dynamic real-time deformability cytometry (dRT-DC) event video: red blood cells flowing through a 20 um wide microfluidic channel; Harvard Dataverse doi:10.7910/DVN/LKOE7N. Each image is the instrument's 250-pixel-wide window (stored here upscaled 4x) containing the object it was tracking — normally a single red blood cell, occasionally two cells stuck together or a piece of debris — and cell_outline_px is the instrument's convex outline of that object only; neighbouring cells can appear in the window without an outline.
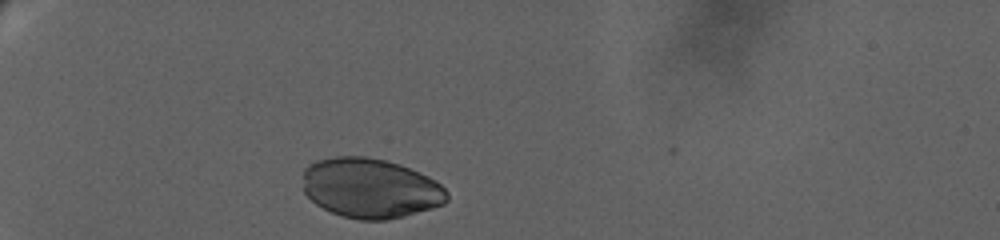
{"species": "human", "species_latin": "Homo sapiens", "temperature_condition": "warm", "stored_images_in_passage": 5, "camera_frame_rate_fps": 3000, "um_per_image_px": 0.085, "donor": {"sex": "female"}, "frame": {"image": 1, "passage_image": 1, "time_ms": 0.0, "image_size_px": [1000, 240], "cell_outline_px": [[448, 200], [444, 204], [432, 208], [404, 216], [388, 220], [360, 220], [344, 216], [332, 212], [316, 204], [304, 192], [304, 168], [308, 164], [316, 160], [336, 156], [364, 156], [384, 160], [400, 164], [428, 176], [440, 184], [448, 192]], "centroid_in_image_um": [31.49, 15.99], "position_along_channel_um": 53.5, "area_um2": 50.29}}
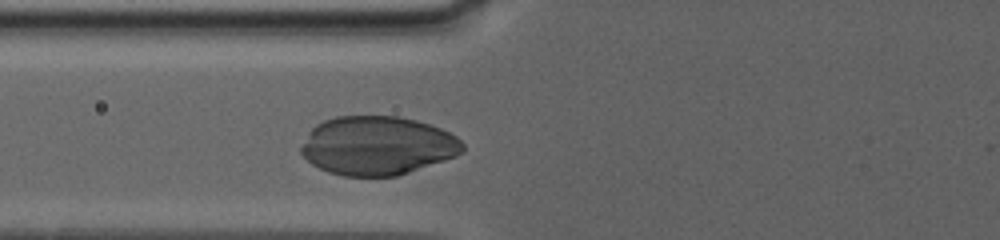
{"frame": {"image": 2, "passage_image": 5, "time_ms": 2.667, "image_size_px": [1000, 240], "cell_outline_px": [[464, 152], [456, 156], [396, 176], [344, 176], [328, 172], [312, 164], [300, 152], [300, 148], [308, 132], [316, 124], [324, 120], [336, 116], [396, 116], [416, 120], [440, 128], [456, 136], [464, 144]], "centroid_in_image_um": [32.07, 12.37], "position_along_channel_um": 93.7, "area_um2": 55.26}}